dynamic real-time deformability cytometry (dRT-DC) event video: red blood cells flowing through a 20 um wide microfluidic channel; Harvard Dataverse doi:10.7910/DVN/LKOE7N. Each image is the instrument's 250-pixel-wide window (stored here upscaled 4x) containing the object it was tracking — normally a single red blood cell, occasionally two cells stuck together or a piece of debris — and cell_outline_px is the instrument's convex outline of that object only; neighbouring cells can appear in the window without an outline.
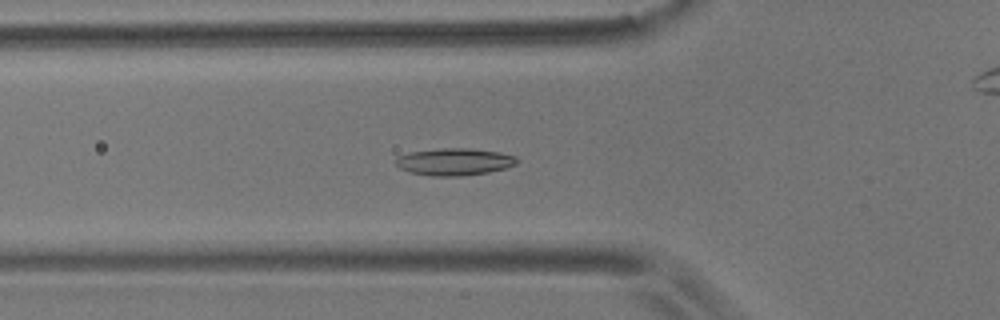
{"species": "common noctule bat (a hibernating species)", "species_latin": "Nyctalus noctula", "temperature_condition": "room temperature", "stored_images_in_passage": 59, "camera_frame_rate_fps": 3000, "um_per_image_px": 0.085, "animal": {"sex": "male", "body_mass_g": 17.9}, "frame": {"image": 1, "passage_image": 21, "time_ms": 6.667, "image_size_px": [1000, 320], "cell_outline_px": [[520, 160], [516, 164], [504, 168], [488, 172], [464, 176], [428, 176], [408, 172], [400, 168], [396, 164], [396, 156], [408, 152], [440, 148], [472, 148], [500, 152], [516, 156]], "centroid_in_image_um": [38.61, 13.74], "position_along_channel_um": 87.2, "area_um2": 19.48}}
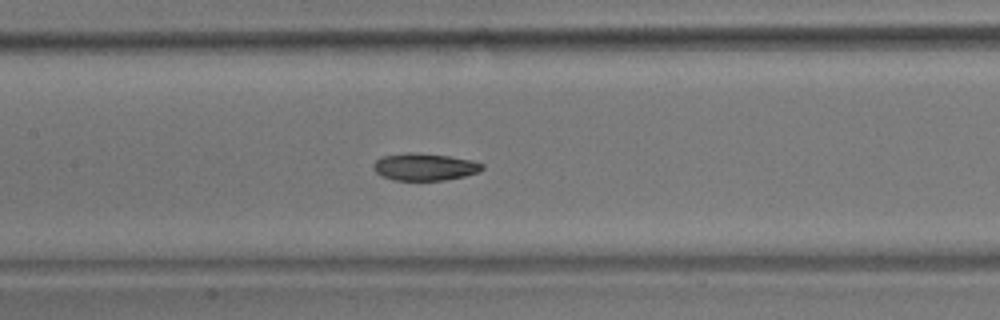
{"frame": {"image": 2, "passage_image": 28, "time_ms": 9.0, "image_size_px": [1000, 320], "cell_outline_px": [[484, 168], [480, 172], [464, 176], [444, 180], [392, 180], [380, 176], [372, 168], [372, 164], [376, 160], [384, 156], [408, 152], [448, 156], [472, 160], [484, 164]], "centroid_in_image_um": [36.08, 14.19], "position_along_channel_um": 171.3, "area_um2": 17.28}}
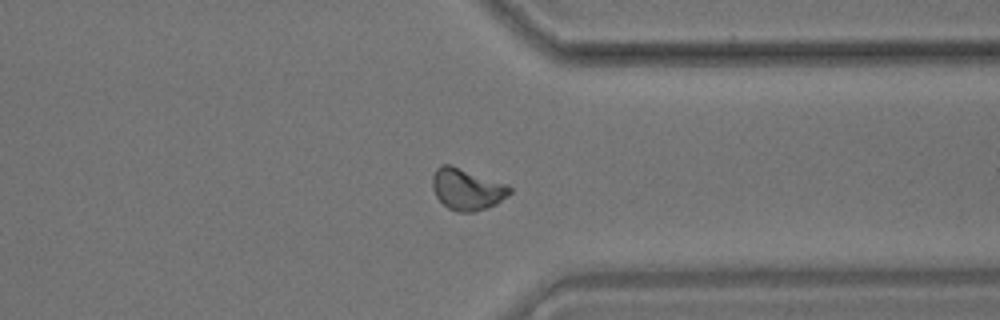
{"frame": {"image": 3, "passage_image": 45, "time_ms": 14.667, "image_size_px": [1000, 320], "cell_outline_px": [[512, 192], [508, 196], [496, 204], [488, 208], [472, 212], [456, 212], [448, 208], [436, 196], [432, 188], [432, 176], [436, 168], [440, 164], [452, 164], [508, 184], [512, 188]], "centroid_in_image_um": [39.7, 16.06], "position_along_channel_um": 371.7, "area_um2": 19.07}, "authors_computed_cell_mechanics": {"area_um2": 17.8024, "velocity_mm_per_s": 3.5766, "shape_relaxation_time_tau1_ms": 5.8424, "shape_relaxation_time_tau2_ms": 5.837, "deformation_change_tau1": 0.1398, "deformation_change_tau2": 0.0982}}